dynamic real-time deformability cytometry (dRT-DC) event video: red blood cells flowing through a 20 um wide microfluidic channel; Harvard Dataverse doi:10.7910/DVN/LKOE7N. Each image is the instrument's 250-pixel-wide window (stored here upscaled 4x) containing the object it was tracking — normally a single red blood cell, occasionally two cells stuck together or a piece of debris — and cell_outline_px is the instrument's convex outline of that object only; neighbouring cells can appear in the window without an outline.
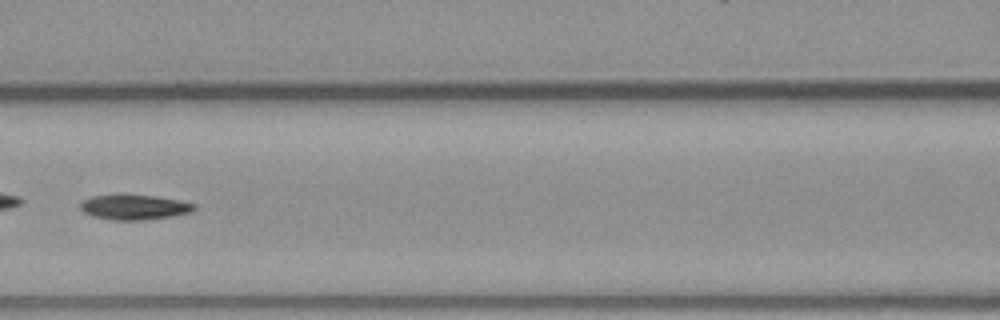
{"species": "common noctule bat (a hibernating species)", "species_latin": "Nyctalus noctula", "temperature_condition": "warm", "stored_images_in_passage": 5, "camera_frame_rate_fps": 3000, "um_per_image_px": 0.085, "animal": {"sex": "male", "body_mass_g": 23.1, "forearm_length_mm": 52.7}, "frame": {"image": 1, "passage_image": 5, "time_ms": 4.667, "image_size_px": [1000, 320], "cell_outline_px": [[196, 208], [192, 212], [172, 216], [144, 220], [112, 220], [92, 216], [84, 212], [80, 208], [80, 200], [92, 196], [116, 192], [124, 192], [180, 200], [196, 204]], "centroid_in_image_um": [11.36, 17.57], "position_along_channel_um": 155.2, "area_um2": 17.34}}